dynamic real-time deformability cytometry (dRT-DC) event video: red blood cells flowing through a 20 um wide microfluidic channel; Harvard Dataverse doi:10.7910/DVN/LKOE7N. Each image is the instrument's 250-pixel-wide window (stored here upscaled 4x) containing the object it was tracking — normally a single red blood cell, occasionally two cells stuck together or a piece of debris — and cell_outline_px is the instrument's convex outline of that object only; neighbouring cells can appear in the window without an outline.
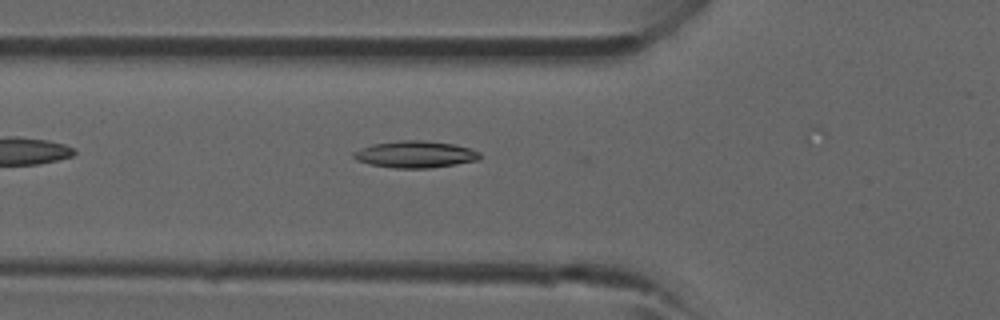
{"species": "common noctule bat (a hibernating species)", "species_latin": "Nyctalus noctula", "temperature_condition": "room temperature", "stored_images_in_passage": 4, "camera_frame_rate_fps": 3000, "um_per_image_px": 0.085, "animal": {"sex": "male", "forearm_length_mm": 52.5}, "frame": {"image": 1, "passage_image": 4, "time_ms": 3.333, "image_size_px": [1000, 320], "cell_outline_px": [[480, 160], [432, 168], [396, 168], [372, 164], [356, 160], [352, 156], [352, 152], [360, 148], [372, 144], [400, 140], [424, 140], [452, 144], [468, 148], [480, 152]], "centroid_in_image_um": [35.29, 13.12], "position_along_channel_um": 90.5, "area_um2": 19.71}}